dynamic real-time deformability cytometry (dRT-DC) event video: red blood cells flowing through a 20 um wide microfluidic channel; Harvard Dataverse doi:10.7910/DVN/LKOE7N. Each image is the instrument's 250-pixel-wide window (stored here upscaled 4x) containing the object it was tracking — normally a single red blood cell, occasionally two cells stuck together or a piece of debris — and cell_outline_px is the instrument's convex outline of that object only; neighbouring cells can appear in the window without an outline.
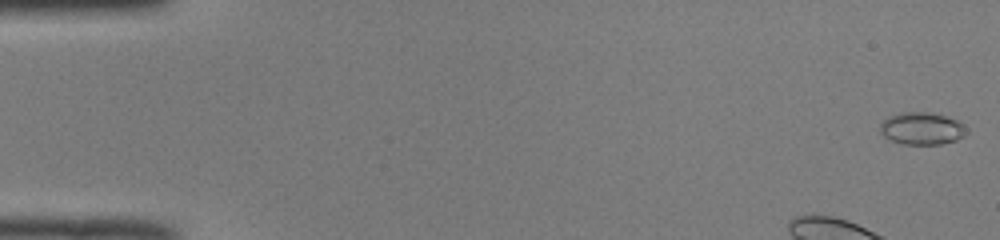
{"species": "common noctule bat (a hibernating species)", "species_latin": "Nyctalus noctula", "temperature_condition": "room temperature", "stored_images_in_passage": 49, "camera_frame_rate_fps": 3000, "um_per_image_px": 0.085, "animal": {"sex": "male", "body_mass_g": 19.0, "forearm_length_mm": 50.8}, "frame": {"image": 1, "passage_image": 1, "time_ms": 0.0, "image_size_px": [1000, 240], "cell_outline_px": [[968, 132], [964, 136], [956, 140], [940, 144], [904, 144], [892, 140], [884, 136], [880, 132], [880, 124], [888, 116], [900, 112], [932, 112], [956, 120], [964, 124]], "centroid_in_image_um": [78.36, 10.91], "position_along_channel_um": 6.6, "area_um2": 16.3}}
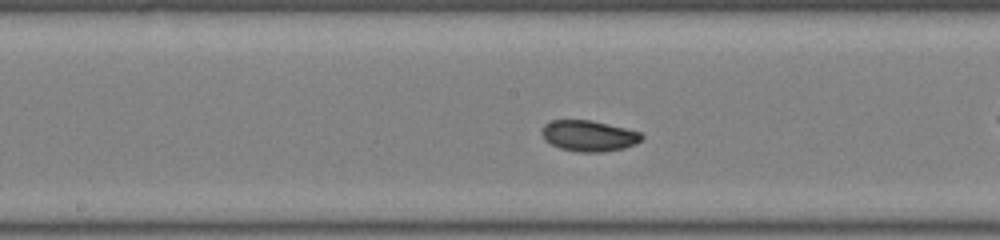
{"frame": {"image": 2, "passage_image": 24, "time_ms": 7.667, "image_size_px": [1000, 240], "cell_outline_px": [[644, 136], [636, 144], [624, 148], [604, 152], [580, 152], [560, 148], [544, 140], [540, 132], [544, 124], [552, 120], [588, 120], [624, 128], [640, 132]], "centroid_in_image_um": [50.02, 11.55], "position_along_channel_um": 198.2, "area_um2": 17.92}}
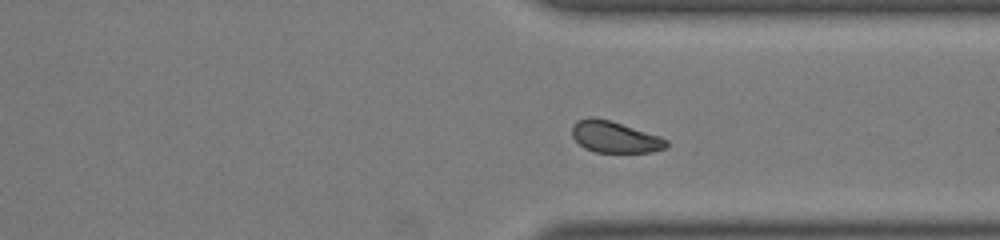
{"frame": {"image": 3, "passage_image": 36, "time_ms": 11.667, "image_size_px": [1000, 240], "cell_outline_px": [[668, 148], [652, 152], [596, 152], [584, 148], [572, 136], [572, 124], [576, 120], [588, 116], [592, 116], [608, 120], [660, 136], [668, 140]], "centroid_in_image_um": [52.24, 11.64], "position_along_channel_um": 359.2, "area_um2": 17.34}, "authors_computed_cell_mechanics": {"area_um2": 17.918, "velocity_mm_per_s": 4.0076, "shape_relaxation_time_tau1_ms": 5.4334, "shape_relaxation_time_tau2_ms": 4.4514, "deformation_change_tau1": 0.1271, "deformation_change_tau2": 0.0628}}